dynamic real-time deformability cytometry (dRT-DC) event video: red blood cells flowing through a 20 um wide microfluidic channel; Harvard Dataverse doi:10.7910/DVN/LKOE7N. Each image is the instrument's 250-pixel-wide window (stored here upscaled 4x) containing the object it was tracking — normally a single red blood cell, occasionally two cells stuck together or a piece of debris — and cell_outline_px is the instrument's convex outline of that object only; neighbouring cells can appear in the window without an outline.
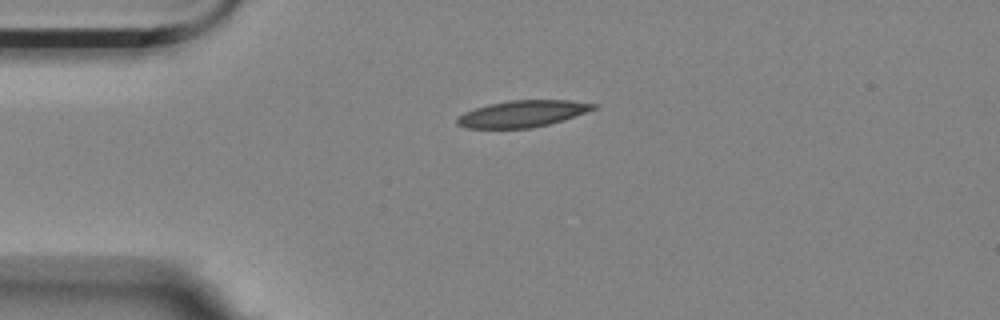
{"species": "Egyptian fruit bat (a non-hibernating species)", "species_latin": "Rousettus aegyptiacus", "temperature_condition": "room temperature", "stored_images_in_passage": 1, "camera_frame_rate_fps": 3000, "um_per_image_px": 0.085, "animal": {"sex": "female"}, "frame": {"image": 1, "passage_image": 1, "time_ms": 0.0, "image_size_px": [1000, 320], "cell_outline_px": [[600, 104], [596, 108], [564, 120], [532, 128], [464, 128], [456, 124], [456, 116], [464, 112], [488, 104], [508, 100], [568, 100]], "centroid_in_image_um": [44.38, 9.66], "position_along_channel_um": 40.6, "area_um2": 21.27}}